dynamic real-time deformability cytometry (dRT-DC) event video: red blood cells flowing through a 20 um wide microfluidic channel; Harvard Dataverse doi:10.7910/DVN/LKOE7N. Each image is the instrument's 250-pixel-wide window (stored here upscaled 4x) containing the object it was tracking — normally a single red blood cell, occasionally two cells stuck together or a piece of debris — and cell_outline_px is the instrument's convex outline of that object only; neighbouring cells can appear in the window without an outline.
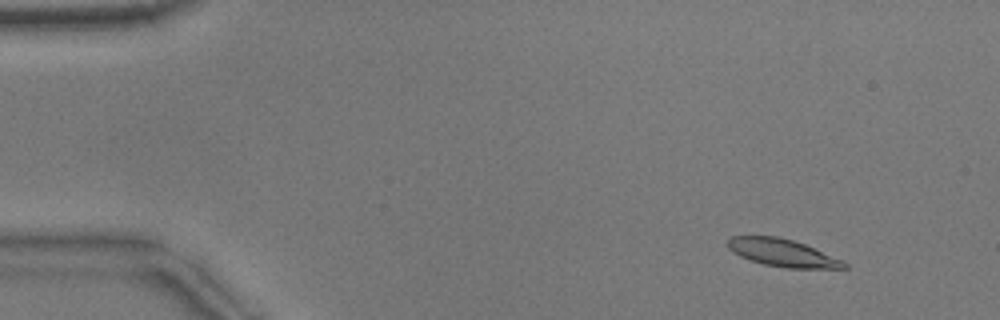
{"species": "common noctule bat (a hibernating species)", "species_latin": "Nyctalus noctula", "temperature_condition": "warm", "stored_images_in_passage": 54, "segment_of_instrument_passage": [1, 2], "camera_frame_rate_fps": 3000, "um_per_image_px": 0.085, "animal": {"sex": "male", "body_mass_g": 17.9}, "frame": {"image": 1, "passage_image": 5, "time_ms": 1.333, "image_size_px": [1000, 320], "cell_outline_px": [[848, 268], [784, 268], [764, 264], [740, 256], [732, 252], [728, 248], [728, 240], [732, 236], [780, 236], [804, 244], [844, 260], [848, 264]], "centroid_in_image_um": [66.53, 21.49], "position_along_channel_um": 18.5, "area_um2": 18.61}}
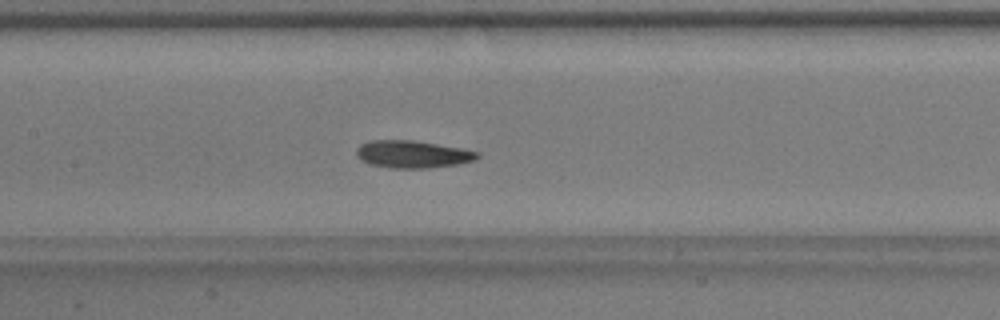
{"frame": {"image": 2, "passage_image": 25, "time_ms": 8.0, "image_size_px": [1000, 320], "cell_outline_px": [[480, 156], [476, 160], [456, 164], [428, 168], [388, 168], [368, 164], [360, 160], [356, 156], [356, 148], [360, 144], [372, 140], [412, 140], [460, 148], [480, 152]], "centroid_in_image_um": [35.03, 13.11], "position_along_channel_um": 172.4, "area_um2": 19.42}}
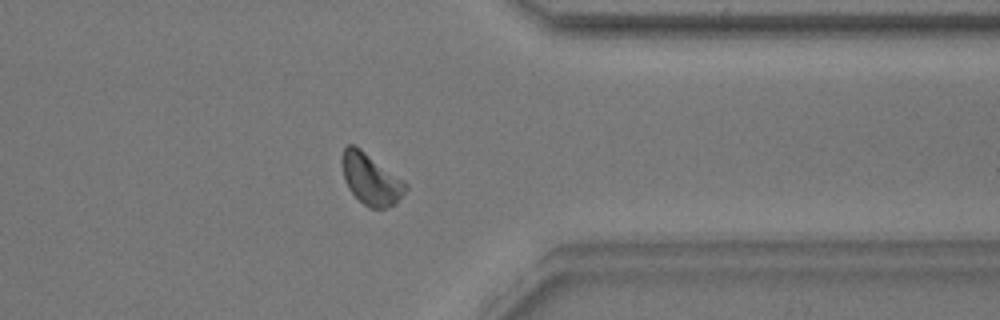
{"frame": {"image": 3, "passage_image": 42, "time_ms": 13.667, "image_size_px": [1000, 320], "cell_outline_px": [[408, 188], [396, 204], [384, 208], [368, 208], [348, 188], [344, 180], [340, 160], [344, 148], [348, 144], [352, 144], [360, 148], [404, 180], [408, 184]], "centroid_in_image_um": [31.52, 15.22], "position_along_channel_um": 379.9, "area_um2": 19.07}}